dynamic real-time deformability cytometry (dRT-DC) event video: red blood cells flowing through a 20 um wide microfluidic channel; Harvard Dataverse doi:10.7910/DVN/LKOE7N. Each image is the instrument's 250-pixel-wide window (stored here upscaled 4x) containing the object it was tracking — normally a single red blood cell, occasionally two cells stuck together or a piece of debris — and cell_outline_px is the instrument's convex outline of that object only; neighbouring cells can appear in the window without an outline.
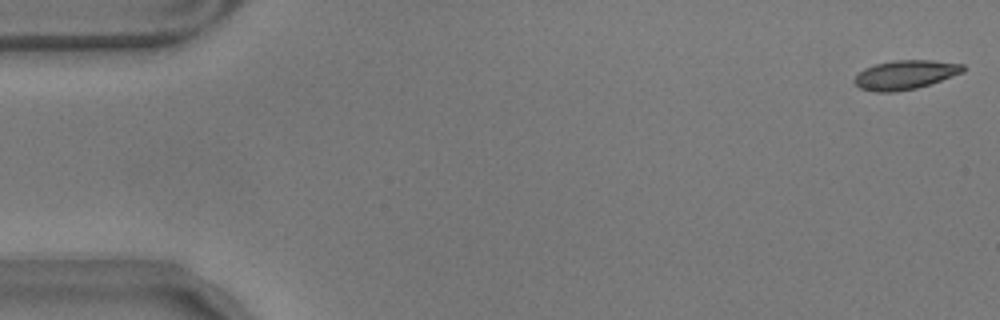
{"species": "common noctule bat (a hibernating species)", "species_latin": "Nyctalus noctula", "temperature_condition": "warm", "stored_images_in_passage": 57, "camera_frame_rate_fps": 3000, "um_per_image_px": 0.085, "animal": {"sex": "male", "body_mass_g": 17.9}, "frame": {"image": 1, "passage_image": 1, "time_ms": 0.0, "image_size_px": [1000, 320], "cell_outline_px": [[964, 72], [916, 88], [896, 92], [876, 92], [860, 88], [852, 80], [864, 68], [876, 64], [896, 60], [932, 60], [964, 64]], "centroid_in_image_um": [76.93, 6.35], "position_along_channel_um": 8.1, "area_um2": 18.26}}
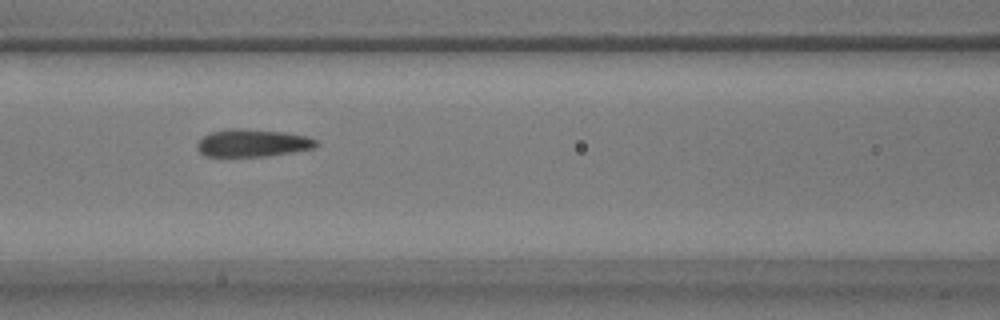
{"frame": {"image": 2, "passage_image": 24, "time_ms": 7.667, "image_size_px": [1000, 320], "cell_outline_px": [[320, 144], [316, 148], [292, 152], [264, 156], [204, 156], [196, 148], [196, 144], [204, 136], [212, 132], [228, 128], [248, 128], [284, 132], [308, 136], [316, 140]], "centroid_in_image_um": [21.49, 12.14], "position_along_channel_um": 145.1, "area_um2": 19.31}}
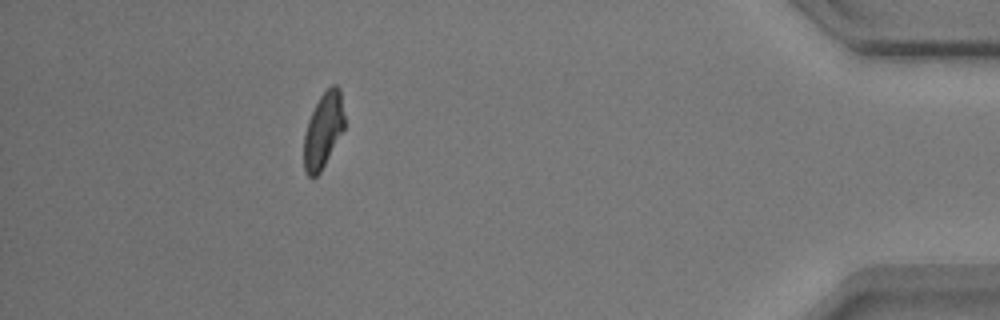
{"frame": {"image": 3, "passage_image": 51, "time_ms": 16.667, "image_size_px": [1000, 320], "cell_outline_px": [[344, 128], [320, 172], [316, 176], [308, 176], [304, 172], [304, 132], [308, 120], [320, 96], [332, 84], [336, 84], [340, 88], [344, 116]], "centroid_in_image_um": [27.46, 11.06], "position_along_channel_um": 407.7, "area_um2": 17.57}, "authors_computed_cell_mechanics": {"area_um2": 18.8428, "velocity_mm_per_s": 3.5246, "shape_relaxation_time_tau1_ms": 4.0533, "shape_relaxation_time_tau2_ms": 0.5041, "deformation_change_tau1": 0.1437, "deformation_change_tau2": 0.0706}}